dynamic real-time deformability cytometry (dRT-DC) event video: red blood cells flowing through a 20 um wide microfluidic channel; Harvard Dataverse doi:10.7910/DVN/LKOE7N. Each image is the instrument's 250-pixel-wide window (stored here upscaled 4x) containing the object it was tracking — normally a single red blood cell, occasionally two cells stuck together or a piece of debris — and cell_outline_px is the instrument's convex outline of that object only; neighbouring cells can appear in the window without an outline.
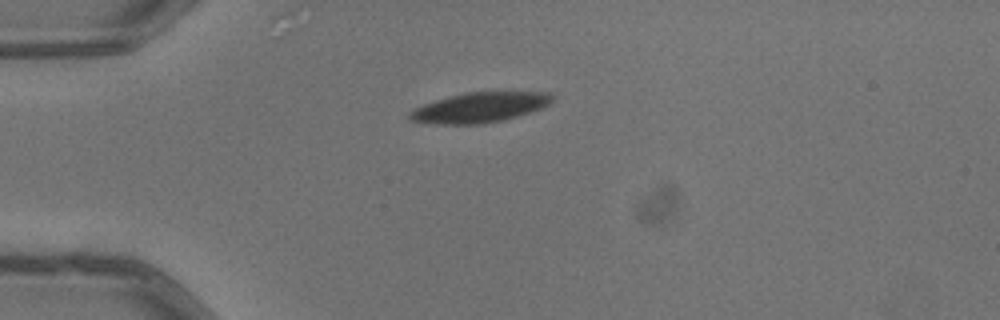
{"species": "common noctule bat (a hibernating species)", "species_latin": "Nyctalus noctula", "temperature_condition": "warm", "stored_images_in_passage": 3, "camera_frame_rate_fps": 3000, "um_per_image_px": 0.085, "animal": {"sex": "male", "body_mass_g": 13.3}, "frame": {"image": 1, "passage_image": 1, "time_ms": 0.0, "image_size_px": [1000, 320], "cell_outline_px": [[556, 96], [548, 104], [540, 108], [504, 120], [480, 124], [436, 124], [408, 120], [408, 112], [424, 104], [436, 100], [464, 92], [552, 92]], "centroid_in_image_um": [40.76, 9.13], "position_along_channel_um": 44.2, "area_um2": 24.85}}
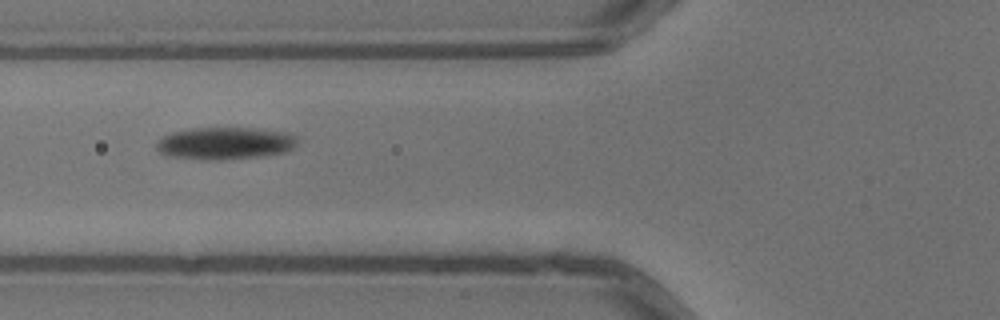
{"frame": {"image": 2, "passage_image": 3, "time_ms": 0.667, "image_size_px": [1000, 320], "cell_outline_px": [[296, 144], [292, 148], [284, 152], [260, 156], [220, 160], [204, 160], [168, 156], [160, 152], [156, 148], [156, 144], [164, 136], [172, 132], [192, 128], [256, 128], [288, 132], [296, 136]], "centroid_in_image_um": [19.13, 12.17], "position_along_channel_um": 106.7, "area_um2": 26.47}}